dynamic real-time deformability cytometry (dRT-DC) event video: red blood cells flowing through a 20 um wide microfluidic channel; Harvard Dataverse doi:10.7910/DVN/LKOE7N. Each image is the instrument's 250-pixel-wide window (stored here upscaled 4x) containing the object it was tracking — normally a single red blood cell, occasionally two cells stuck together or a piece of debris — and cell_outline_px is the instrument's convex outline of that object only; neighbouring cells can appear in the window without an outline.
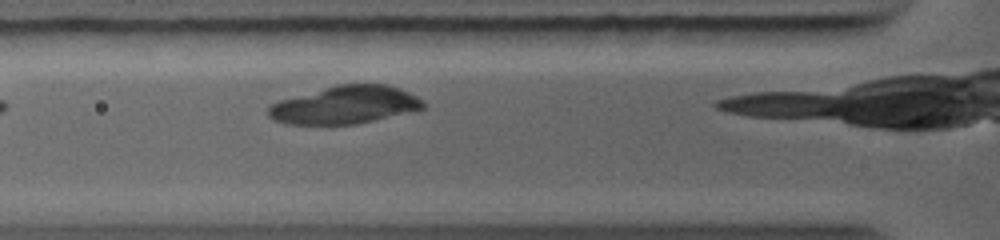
{"species": "common noctule bat (a hibernating species)", "species_latin": "Nyctalus noctula", "temperature_condition": "warm", "stored_images_in_passage": 12, "camera_frame_rate_fps": 5000, "um_per_image_px": 0.085, "animal": {"sex": "female", "body_mass_g": 19.0, "forearm_length_mm": 56.7}, "frame": {"image": 1, "passage_image": 6, "time_ms": 1.2, "image_size_px": [1000, 240], "cell_outline_px": [[424, 108], [356, 124], [284, 124], [272, 120], [268, 116], [268, 108], [272, 104], [280, 100], [336, 84], [384, 84], [400, 88], [416, 96], [424, 104]], "centroid_in_image_um": [29.27, 8.92], "position_along_channel_um": 96.5, "area_um2": 33.81}}